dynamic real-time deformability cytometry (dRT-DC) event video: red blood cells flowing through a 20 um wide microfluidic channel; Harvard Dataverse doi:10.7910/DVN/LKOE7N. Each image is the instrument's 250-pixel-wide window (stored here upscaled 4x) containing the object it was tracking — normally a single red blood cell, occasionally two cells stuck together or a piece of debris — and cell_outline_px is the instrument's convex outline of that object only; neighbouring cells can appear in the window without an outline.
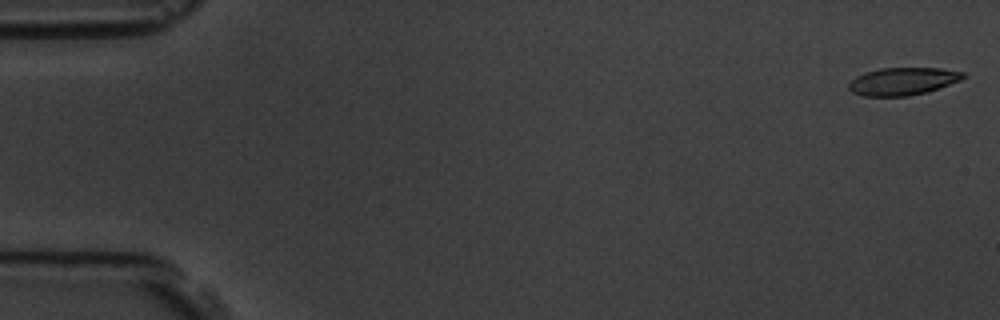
{"species": "common noctule bat (a hibernating species)", "species_latin": "Nyctalus noctula", "temperature_condition": "room temperature", "stored_images_in_passage": 6, "camera_frame_rate_fps": 3000, "um_per_image_px": 0.085, "animal": {"sex": "male", "body_mass_g": 19.5, "forearm_length_mm": 54.6}, "frame": {"image": 1, "passage_image": 1, "time_ms": 0.0, "image_size_px": [1000, 320], "cell_outline_px": [[964, 76], [960, 80], [928, 92], [908, 96], [864, 96], [852, 92], [848, 88], [848, 84], [856, 76], [864, 72], [880, 68], [940, 68], [964, 72]], "centroid_in_image_um": [76.71, 6.91], "position_along_channel_um": 8.3, "area_um2": 18.38}}
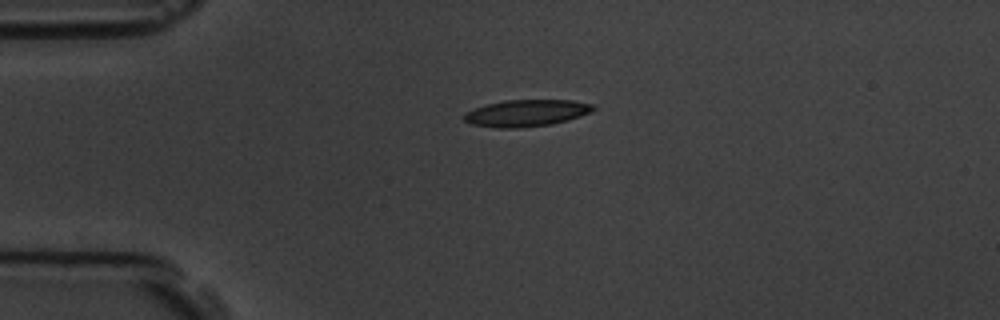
{"frame": {"image": 2, "passage_image": 4, "time_ms": 4.0, "image_size_px": [1000, 320], "cell_outline_px": [[596, 108], [592, 112], [568, 120], [552, 124], [520, 128], [500, 128], [472, 124], [464, 120], [464, 112], [488, 104], [504, 100], [572, 100], [592, 104]], "centroid_in_image_um": [44.77, 9.61], "position_along_channel_um": 40.2, "area_um2": 20.11}}
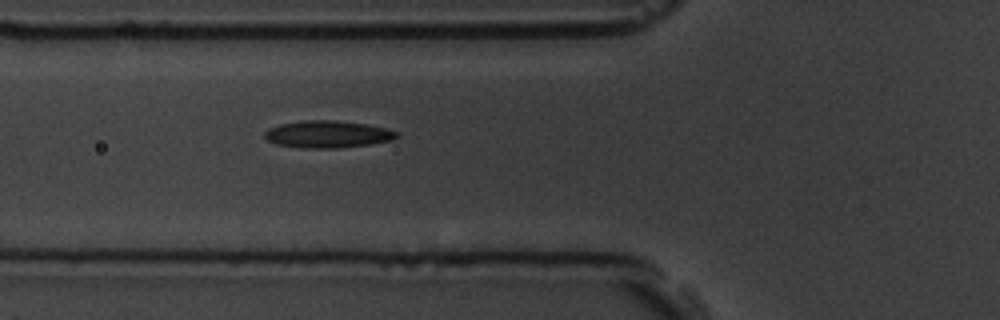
{"frame": {"image": 3, "passage_image": 6, "time_ms": 6.333, "image_size_px": [1000, 320], "cell_outline_px": [[400, 136], [392, 140], [368, 144], [336, 148], [300, 148], [276, 144], [268, 140], [264, 136], [264, 132], [268, 128], [280, 124], [304, 120], [332, 120], [364, 124], [384, 128], [396, 132]], "centroid_in_image_um": [27.8, 11.41], "position_along_channel_um": 98.0, "area_um2": 20.69}}